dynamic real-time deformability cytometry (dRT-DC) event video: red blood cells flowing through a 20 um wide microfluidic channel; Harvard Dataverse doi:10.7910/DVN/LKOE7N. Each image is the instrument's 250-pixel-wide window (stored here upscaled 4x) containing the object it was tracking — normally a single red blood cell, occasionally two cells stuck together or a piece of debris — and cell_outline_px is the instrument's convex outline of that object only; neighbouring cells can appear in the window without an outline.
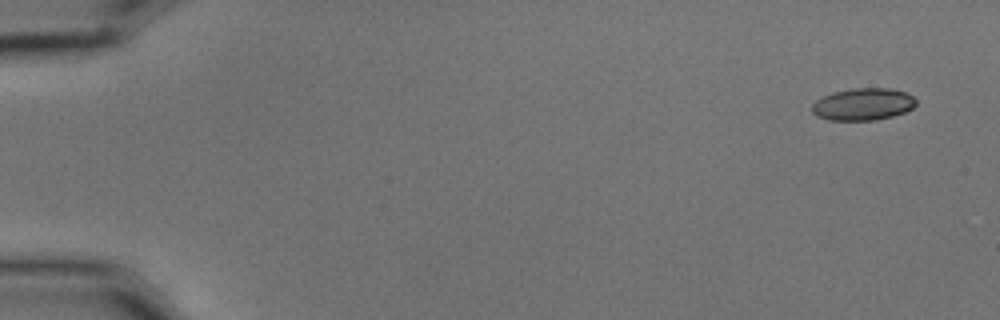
{"species": "common noctule bat (a hibernating species)", "species_latin": "Nyctalus noctula", "temperature_condition": "cold", "stored_images_in_passage": 5, "camera_frame_rate_fps": 3000, "um_per_image_px": 0.085, "animal": {"sex": "male", "body_mass_g": 15.6}, "frame": {"image": 1, "passage_image": 5, "time_ms": 1.333, "image_size_px": [1000, 320], "cell_outline_px": [[916, 104], [912, 108], [904, 112], [892, 116], [876, 120], [828, 120], [816, 116], [812, 112], [812, 104], [816, 100], [832, 92], [852, 88], [892, 88], [904, 92], [912, 96], [916, 100]], "centroid_in_image_um": [73.34, 8.86], "position_along_channel_um": 11.7, "area_um2": 19.54}}